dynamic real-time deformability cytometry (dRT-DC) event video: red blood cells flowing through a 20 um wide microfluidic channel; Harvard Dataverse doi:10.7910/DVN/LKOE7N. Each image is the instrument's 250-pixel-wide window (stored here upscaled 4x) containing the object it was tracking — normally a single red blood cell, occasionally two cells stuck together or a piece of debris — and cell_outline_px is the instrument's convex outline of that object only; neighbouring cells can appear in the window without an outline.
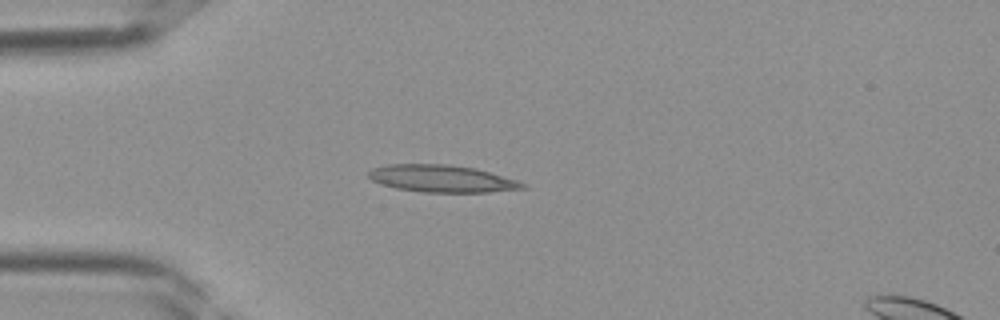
{"species": "Egyptian fruit bat (a non-hibernating species)", "species_latin": "Rousettus aegyptiacus", "temperature_condition": "room temperature", "stored_images_in_passage": 34, "camera_frame_rate_fps": 3000, "um_per_image_px": 0.085, "frame": {"image": 1, "passage_image": 6, "time_ms": 1.667, "image_size_px": [1000, 320], "cell_outline_px": [[528, 188], [488, 192], [420, 192], [396, 188], [380, 184], [372, 180], [368, 176], [368, 172], [372, 168], [388, 164], [444, 164], [476, 168], [516, 180], [528, 184]], "centroid_in_image_um": [37.55, 15.18], "position_along_channel_um": 47.4, "area_um2": 24.45}}
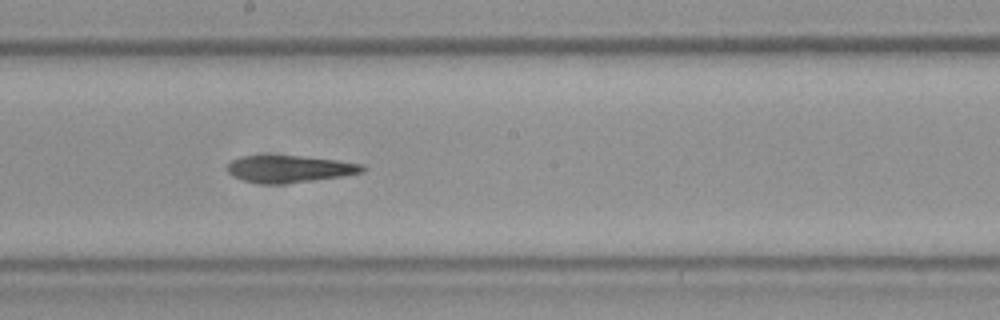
{"frame": {"image": 2, "passage_image": 17, "time_ms": 5.333, "image_size_px": [1000, 320], "cell_outline_px": [[368, 168], [364, 172], [344, 176], [284, 184], [264, 184], [244, 180], [232, 176], [224, 168], [232, 160], [240, 156], [304, 156], [340, 160], [364, 164]], "centroid_in_image_um": [24.66, 14.36], "position_along_channel_um": 223.5, "area_um2": 21.62}}
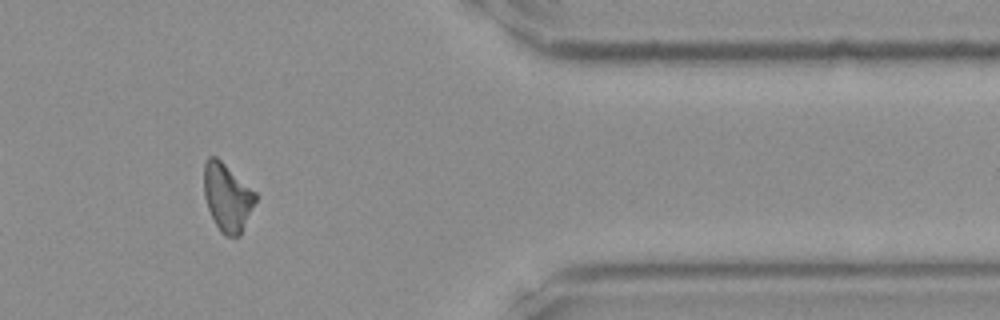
{"frame": {"image": 3, "passage_image": 28, "time_ms": 9.0, "image_size_px": [1000, 320], "cell_outline_px": [[256, 200], [240, 236], [224, 236], [220, 232], [208, 208], [204, 196], [204, 164], [208, 156], [216, 156], [256, 192]], "centroid_in_image_um": [19.31, 16.76], "position_along_channel_um": 392.1, "area_um2": 20.23}}